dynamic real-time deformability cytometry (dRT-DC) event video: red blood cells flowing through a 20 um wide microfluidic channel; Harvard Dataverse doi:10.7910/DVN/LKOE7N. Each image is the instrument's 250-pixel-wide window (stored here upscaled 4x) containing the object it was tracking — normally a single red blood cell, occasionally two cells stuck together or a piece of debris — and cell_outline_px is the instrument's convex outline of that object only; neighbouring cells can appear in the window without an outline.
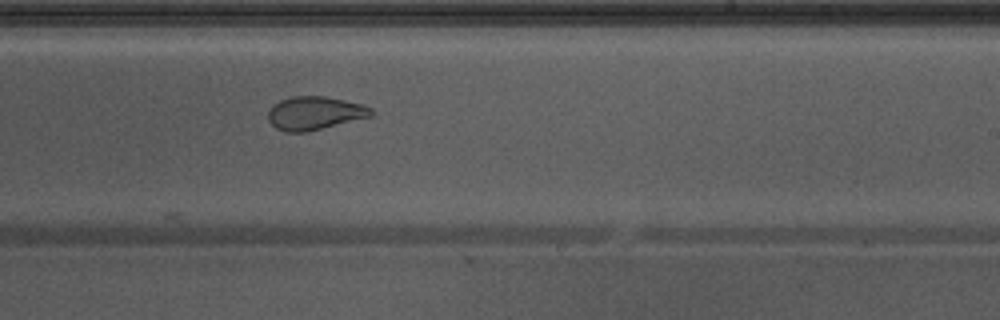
{"species": "Egyptian fruit bat (a non-hibernating species)", "species_latin": "Rousettus aegyptiacus", "temperature_condition": "warm", "stored_images_in_passage": 36, "camera_frame_rate_fps": 3000, "um_per_image_px": 0.085, "animal": {"sex": "male"}, "frame": {"image": 1, "passage_image": 20, "time_ms": 6.333, "image_size_px": [1000, 320], "cell_outline_px": [[376, 112], [372, 116], [304, 132], [284, 132], [276, 128], [268, 120], [268, 112], [280, 100], [292, 96], [324, 96], [364, 104], [372, 108]], "centroid_in_image_um": [26.78, 9.61], "position_along_channel_um": 262.2, "area_um2": 19.88}}